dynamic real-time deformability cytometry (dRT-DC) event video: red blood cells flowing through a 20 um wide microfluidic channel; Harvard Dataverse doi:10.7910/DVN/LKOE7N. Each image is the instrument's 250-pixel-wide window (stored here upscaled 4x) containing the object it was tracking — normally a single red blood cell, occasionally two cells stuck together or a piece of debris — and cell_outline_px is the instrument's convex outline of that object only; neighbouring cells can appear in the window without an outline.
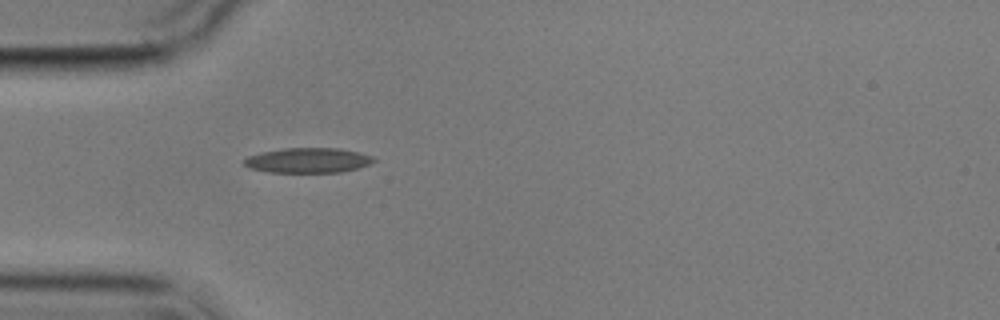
{"species": "common noctule bat (a hibernating species)", "species_latin": "Nyctalus noctula", "temperature_condition": "cold", "stored_images_in_passage": 1, "camera_frame_rate_fps": 3000, "um_per_image_px": 0.085, "animal": {"sex": "male", "body_mass_g": 17.9}, "frame": {"image": 1, "passage_image": 1, "time_ms": 0.0, "image_size_px": [1000, 320], "cell_outline_px": [[376, 160], [368, 164], [356, 168], [340, 172], [268, 172], [248, 168], [244, 164], [244, 160], [248, 156], [260, 152], [284, 148], [340, 148], [372, 156]], "centroid_in_image_um": [26.13, 13.62], "position_along_channel_um": 58.9, "area_um2": 18.73}}